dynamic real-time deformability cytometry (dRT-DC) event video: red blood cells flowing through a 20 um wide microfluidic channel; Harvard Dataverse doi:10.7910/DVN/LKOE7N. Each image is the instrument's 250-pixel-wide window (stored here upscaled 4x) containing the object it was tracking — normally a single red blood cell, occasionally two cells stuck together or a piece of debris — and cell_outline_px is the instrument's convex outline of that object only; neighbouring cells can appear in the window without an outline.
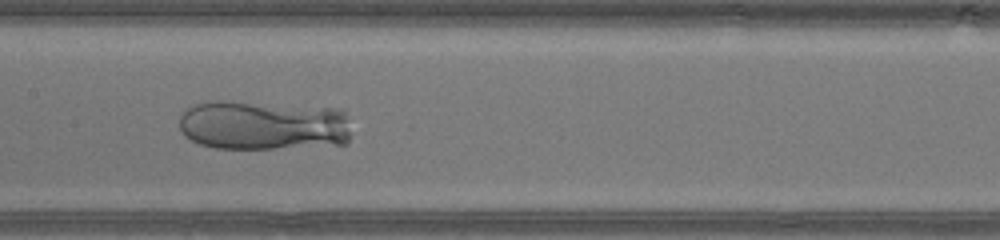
{"species": "human", "species_latin": "Homo sapiens", "temperature_condition": "warm", "stored_images_in_passage": 30, "camera_frame_rate_fps": 3000, "um_per_image_px": 0.085, "donor": {"sex": "male"}, "frame": {"image": 1, "passage_image": 9, "time_ms": 2.667, "image_size_px": [1000, 240], "cell_outline_px": [[348, 144], [272, 148], [216, 148], [200, 144], [184, 136], [180, 132], [180, 116], [188, 108], [196, 104], [212, 100], [220, 100], [344, 108], [348, 132]], "centroid_in_image_um": [22.37, 10.63], "position_along_channel_um": 185.0, "area_um2": 50.17}}